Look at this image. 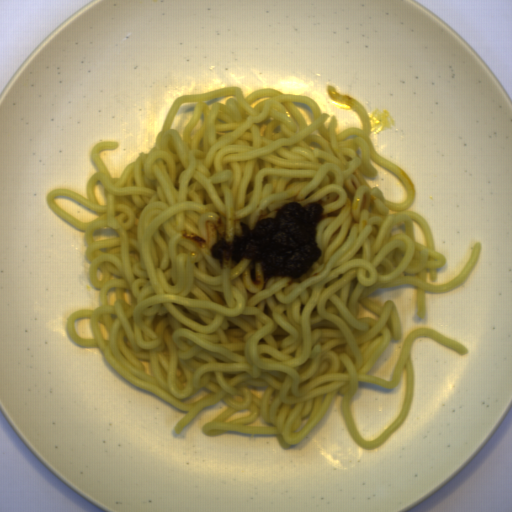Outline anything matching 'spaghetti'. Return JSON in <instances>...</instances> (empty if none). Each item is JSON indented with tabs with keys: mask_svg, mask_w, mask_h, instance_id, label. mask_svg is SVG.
Instances as JSON below:
<instances>
[{
	"mask_svg": "<svg viewBox=\"0 0 512 512\" xmlns=\"http://www.w3.org/2000/svg\"><path fill=\"white\" fill-rule=\"evenodd\" d=\"M359 127L305 95L232 85L175 98L155 138L120 176L93 146L87 197L66 188L47 206L85 231L95 309L69 314L70 341L98 347L127 382L180 411L177 436L206 407L226 405L202 428L276 436L289 450L343 395V421L362 449H377L405 421L415 392L411 350L436 329L411 330L390 381L367 375L392 339L397 305L369 295L416 287L447 293L474 270L482 243L444 283L426 219L407 210L417 189L380 156L354 97L326 85Z\"/></svg>",
	"mask_w": 512,
	"mask_h": 512,
	"instance_id": "spaghetti-1",
	"label": "spaghetti"
}]
</instances>
